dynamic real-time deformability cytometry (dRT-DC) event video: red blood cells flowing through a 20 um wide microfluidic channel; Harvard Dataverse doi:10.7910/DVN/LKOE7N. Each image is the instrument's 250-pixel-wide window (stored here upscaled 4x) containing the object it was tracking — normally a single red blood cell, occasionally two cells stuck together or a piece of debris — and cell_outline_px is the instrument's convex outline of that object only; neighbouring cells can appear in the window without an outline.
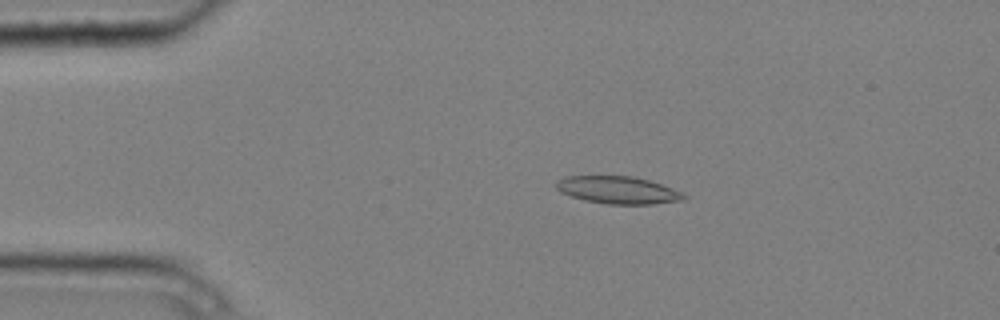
{"species": "common noctule bat (a hibernating species)", "species_latin": "Nyctalus noctula", "temperature_condition": "cold", "stored_images_in_passage": 6, "camera_frame_rate_fps": 3000, "um_per_image_px": 0.085, "animal": {"sex": "male", "body_mass_g": 20.4}, "frame": {"image": 1, "passage_image": 3, "time_ms": 0.667, "image_size_px": [1000, 320], "cell_outline_px": [[688, 196], [684, 200], [652, 204], [608, 204], [584, 200], [560, 192], [556, 188], [556, 180], [564, 176], [632, 176], [648, 180], [672, 188]], "centroid_in_image_um": [52.5, 16.15], "position_along_channel_um": 32.5, "area_um2": 20.35}}
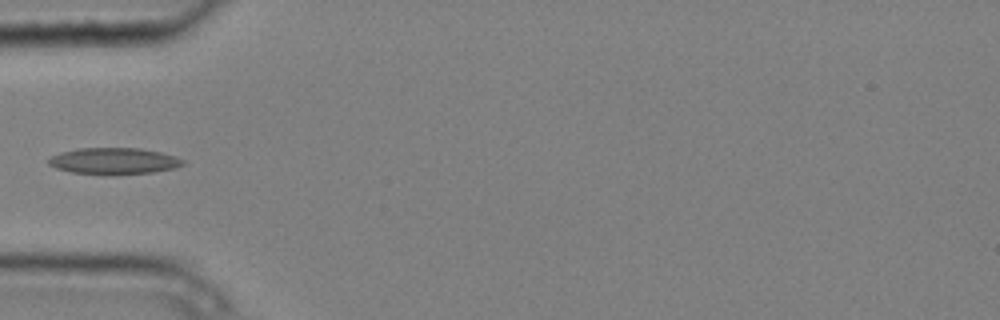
{"frame": {"image": 2, "passage_image": 5, "time_ms": 1.333, "image_size_px": [1000, 320], "cell_outline_px": [[184, 164], [176, 168], [152, 172], [72, 172], [56, 168], [48, 164], [48, 160], [52, 156], [60, 152], [76, 148], [140, 148], [160, 152], [176, 156], [184, 160]], "centroid_in_image_um": [9.7, 13.64], "position_along_channel_um": 75.3, "area_um2": 19.88}}
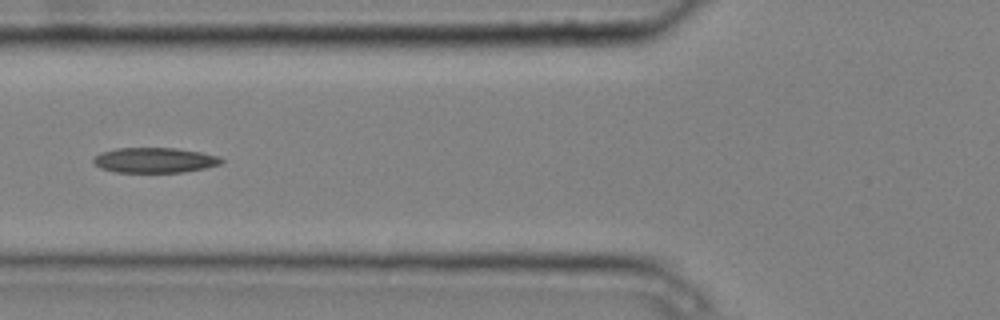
{"frame": {"image": 3, "passage_image": 6, "time_ms": 1.667, "image_size_px": [1000, 320], "cell_outline_px": [[224, 160], [220, 164], [204, 168], [184, 172], [116, 172], [100, 168], [92, 160], [96, 156], [104, 152], [116, 148], [176, 148], [200, 152], [220, 156]], "centroid_in_image_um": [13.18, 13.61], "position_along_channel_um": 112.6, "area_um2": 18.61}}